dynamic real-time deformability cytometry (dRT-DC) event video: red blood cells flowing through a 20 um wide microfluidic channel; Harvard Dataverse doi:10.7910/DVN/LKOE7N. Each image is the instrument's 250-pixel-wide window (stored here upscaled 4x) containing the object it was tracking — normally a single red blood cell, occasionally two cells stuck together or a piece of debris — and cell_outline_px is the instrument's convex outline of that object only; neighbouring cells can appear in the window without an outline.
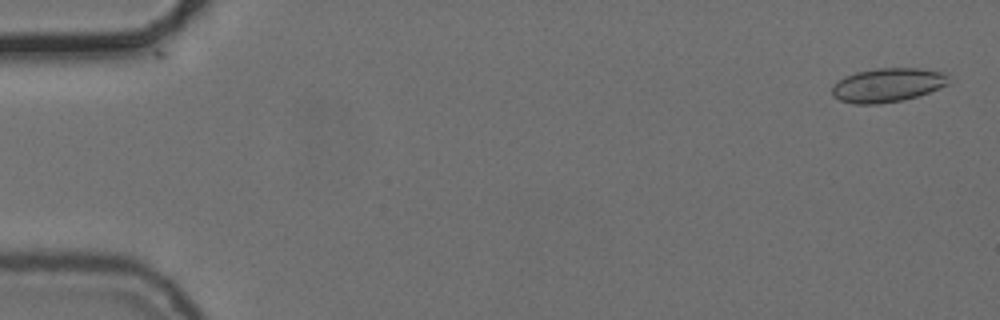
{"species": "common noctule bat (a hibernating species)", "species_latin": "Nyctalus noctula", "temperature_condition": "cold", "stored_images_in_passage": 55, "camera_frame_rate_fps": 3000, "um_per_image_px": 0.085, "animal": {"sex": "female", "body_mass_g": 24.6, "forearm_length_mm": 56.2}, "frame": {"image": 1, "passage_image": 2, "time_ms": 0.333, "image_size_px": [1000, 320], "cell_outline_px": [[948, 84], [940, 88], [904, 100], [880, 104], [852, 104], [840, 100], [832, 96], [832, 84], [844, 76], [856, 72], [876, 68], [920, 68], [944, 72], [948, 76]], "centroid_in_image_um": [75.41, 7.23], "position_along_channel_um": 9.6, "area_um2": 23.29}}
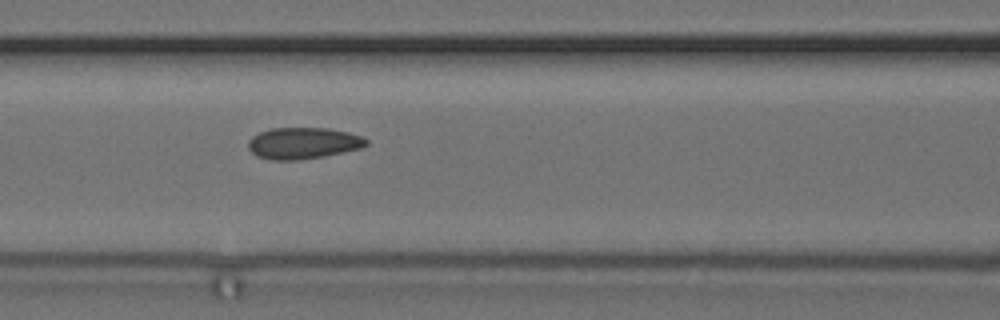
{"frame": {"image": 2, "passage_image": 24, "time_ms": 7.667, "image_size_px": [1000, 320], "cell_outline_px": [[368, 144], [360, 148], [344, 152], [324, 156], [300, 160], [268, 160], [256, 156], [248, 148], [248, 140], [252, 136], [260, 132], [272, 128], [328, 128], [348, 132], [360, 136], [368, 140]], "centroid_in_image_um": [25.74, 12.17], "position_along_channel_um": 140.9, "area_um2": 21.73}}
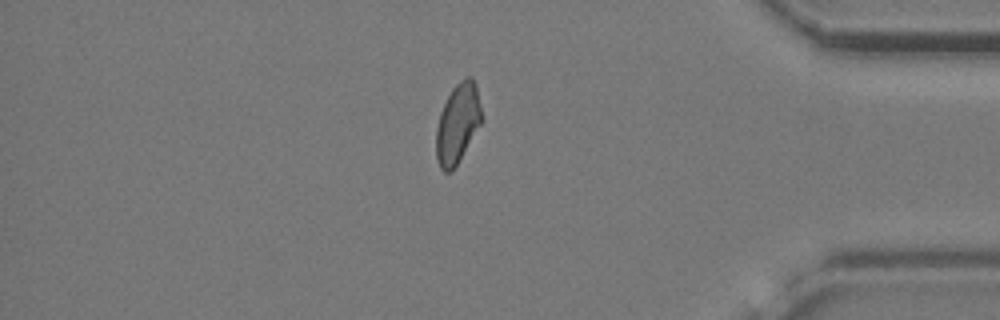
{"frame": {"image": 3, "passage_image": 47, "time_ms": 15.333, "image_size_px": [1000, 320], "cell_outline_px": [[484, 120], [452, 172], [444, 172], [440, 168], [436, 160], [436, 128], [440, 112], [452, 88], [460, 80], [468, 76], [472, 76], [476, 84]], "centroid_in_image_um": [38.92, 10.5], "position_along_channel_um": 396.3, "area_um2": 21.44}, "authors_computed_cell_mechanics": {"area_um2": 21.5016, "velocity_mm_per_s": 3.7294, "shape_relaxation_time_tau1_ms": 10.3192, "shape_relaxation_time_tau2_ms": 1.7885, "deformation_change_tau1": 0.1385, "deformation_change_tau2": 0.0843}}